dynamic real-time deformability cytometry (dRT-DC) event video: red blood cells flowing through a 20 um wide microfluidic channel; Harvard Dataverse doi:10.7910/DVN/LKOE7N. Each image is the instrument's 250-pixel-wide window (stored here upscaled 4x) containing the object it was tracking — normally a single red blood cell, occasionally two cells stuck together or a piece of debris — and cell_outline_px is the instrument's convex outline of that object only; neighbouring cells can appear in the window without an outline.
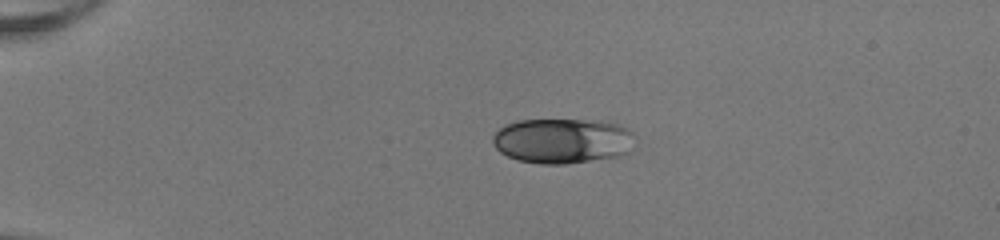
{"species": "human", "species_latin": "Homo sapiens", "temperature_condition": "room temperature", "stored_images_in_passage": 39, "camera_frame_rate_fps": 3000, "um_per_image_px": 0.085, "donor": {"sex": "female"}, "frame": {"image": 1, "passage_image": 1, "time_ms": 0.0, "image_size_px": [1000, 240], "cell_outline_px": [[636, 136], [632, 148], [624, 156], [564, 164], [540, 164], [516, 160], [500, 152], [496, 148], [492, 140], [492, 136], [504, 124], [520, 120], [600, 120], [620, 124], [628, 128]], "centroid_in_image_um": [47.86, 11.97], "position_along_channel_um": 37.1, "area_um2": 38.03}}
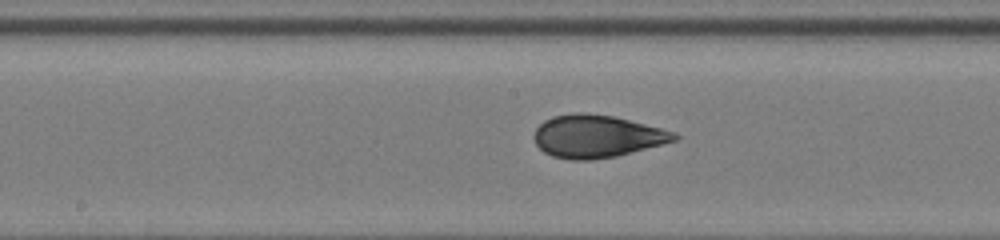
{"frame": {"image": 2, "passage_image": 17, "time_ms": 5.333, "image_size_px": [1000, 240], "cell_outline_px": [[680, 140], [616, 156], [592, 160], [572, 160], [552, 156], [544, 152], [536, 144], [532, 136], [536, 128], [544, 120], [552, 116], [576, 112], [584, 112], [612, 116], [676, 132], [680, 136]], "centroid_in_image_um": [50.73, 11.59], "position_along_channel_um": 197.5, "area_um2": 34.97}}
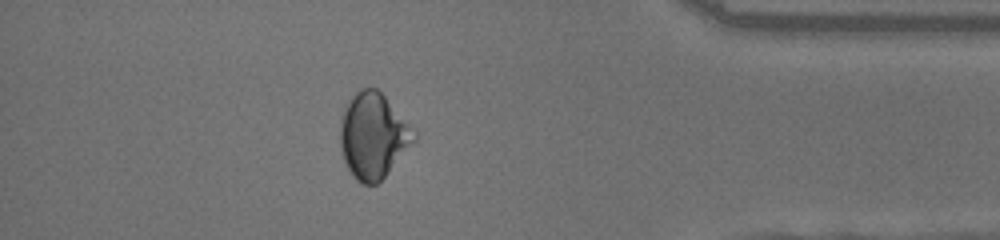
{"frame": {"image": 3, "passage_image": 34, "time_ms": 11.0, "image_size_px": [1000, 240], "cell_outline_px": [[416, 140], [384, 176], [376, 184], [364, 184], [356, 180], [352, 176], [340, 152], [340, 116], [348, 100], [356, 92], [364, 88], [376, 88], [384, 96], [416, 132]], "centroid_in_image_um": [31.68, 11.54], "position_along_channel_um": 403.5, "area_um2": 36.47}, "authors_computed_cell_mechanics": {"area_um2": 34.9112, "velocity_mm_per_s": 4.1116, "shape_relaxation_time_tau1_ms": 6.2254, "shape_relaxation_time_tau2_ms": 0.842, "deformation_change_tau1": 0.1262, "deformation_change_tau2": 0.053}}